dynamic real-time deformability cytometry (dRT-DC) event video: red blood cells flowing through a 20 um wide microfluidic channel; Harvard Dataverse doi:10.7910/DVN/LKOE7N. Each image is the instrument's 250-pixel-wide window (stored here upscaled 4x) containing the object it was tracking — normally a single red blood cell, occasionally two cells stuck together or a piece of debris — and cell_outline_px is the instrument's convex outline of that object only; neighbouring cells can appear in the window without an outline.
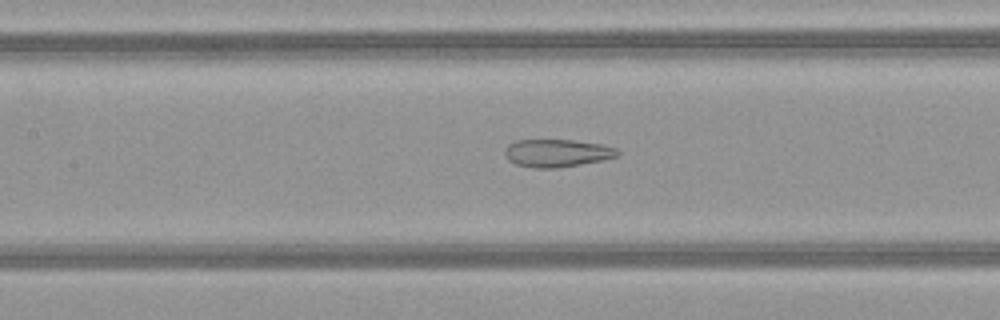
{"species": "common noctule bat (a hibernating species)", "species_latin": "Nyctalus noctula", "temperature_condition": "warm", "stored_images_in_passage": 51, "camera_frame_rate_fps": 3000, "um_per_image_px": 0.085, "animal": {"sex": "female", "body_mass_g": 21.9}, "frame": {"image": 1, "passage_image": 24, "time_ms": 7.667, "image_size_px": [1000, 320], "cell_outline_px": [[620, 152], [616, 156], [600, 160], [556, 168], [536, 168], [516, 164], [508, 160], [504, 156], [504, 148], [508, 144], [516, 140], [572, 140], [600, 144], [616, 148]], "centroid_in_image_um": [47.27, 13.0], "position_along_channel_um": 160.1, "area_um2": 18.03}}
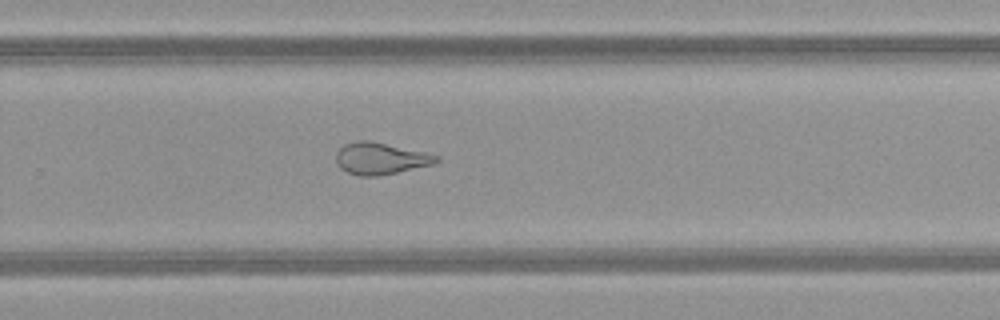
{"frame": {"image": 2, "passage_image": 34, "time_ms": 11.0, "image_size_px": [1000, 320], "cell_outline_px": [[440, 160], [432, 164], [396, 172], [376, 176], [360, 176], [348, 172], [340, 168], [336, 164], [336, 152], [344, 144], [356, 140], [368, 140], [424, 152], [440, 156]], "centroid_in_image_um": [32.3, 13.46], "position_along_channel_um": 297.5, "area_um2": 18.38}}
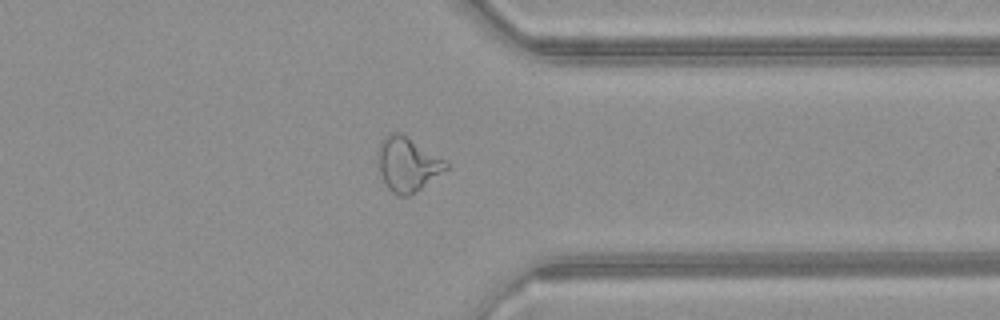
{"frame": {"image": 3, "passage_image": 40, "time_ms": 13.0, "image_size_px": [1000, 320], "cell_outline_px": [[448, 168], [420, 188], [408, 196], [400, 196], [392, 192], [388, 188], [380, 172], [376, 156], [376, 152], [380, 140], [392, 132], [400, 132], [448, 160]], "centroid_in_image_um": [34.62, 13.92], "position_along_channel_um": 376.8, "area_um2": 21.56}, "authors_computed_cell_mechanics": {"area_um2": 23.9292, "velocity_mm_per_s": 4.132, "shape_relaxation_time_tau1_ms": null, "shape_relaxation_time_tau2_ms": 1.9128, "deformation_change_tau1": null, "deformation_change_tau2": 0.112}}